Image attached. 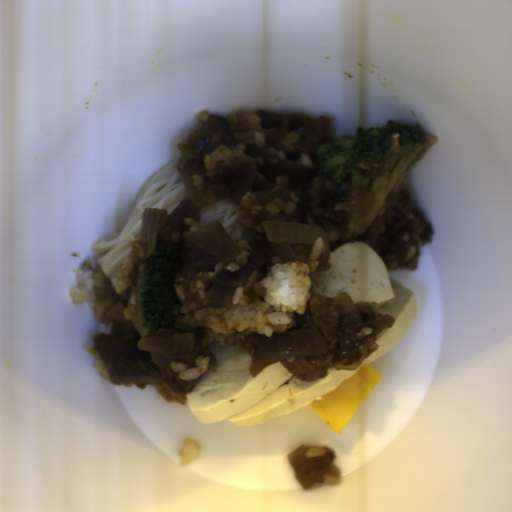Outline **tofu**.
Returning a JSON list of instances; mask_svg holds the SVG:
<instances>
[{"label":"tofu","mask_w":512,"mask_h":512,"mask_svg":"<svg viewBox=\"0 0 512 512\" xmlns=\"http://www.w3.org/2000/svg\"><path fill=\"white\" fill-rule=\"evenodd\" d=\"M329 271L309 274L311 290L325 298L346 293L351 301L374 302L393 324L381 330L377 347L355 369L327 368L324 376L298 380L282 362L265 366L253 377L249 352L228 342L207 344L216 363L199 376L185 399L189 411L204 424L228 420L232 424H261L333 391L343 381L398 344L411 331L418 305L415 293L392 281L378 255L364 241H351L331 252Z\"/></svg>","instance_id":"1"}]
</instances>
